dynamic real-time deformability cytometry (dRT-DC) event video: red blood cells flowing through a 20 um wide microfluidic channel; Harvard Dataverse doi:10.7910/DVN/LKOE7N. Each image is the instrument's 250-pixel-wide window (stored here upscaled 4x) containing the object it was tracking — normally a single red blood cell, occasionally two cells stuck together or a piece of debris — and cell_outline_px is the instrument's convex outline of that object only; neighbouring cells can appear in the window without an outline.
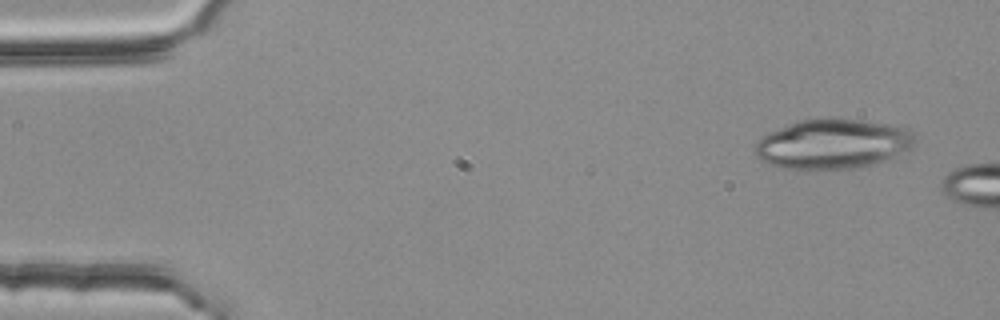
{"species": "common noctule bat (a hibernating species)", "species_latin": "Nyctalus noctula", "temperature_condition": "room temperature", "stored_images_in_passage": 2, "camera_frame_rate_fps": 3000, "um_per_image_px": 0.085, "animal": {"sex": "female", "body_mass_g": 25.1}, "frame": {"image": 1, "passage_image": 1, "time_ms": 0.0, "image_size_px": [1000, 320], "cell_outline_px": [[912, 148], [900, 156], [876, 164], [852, 168], [784, 168], [768, 164], [760, 160], [756, 156], [756, 140], [760, 136], [768, 132], [800, 120], [860, 120], [904, 124], [912, 128]], "centroid_in_image_um": [70.86, 12.23], "position_along_channel_um": 14.1, "area_um2": 46.41}}